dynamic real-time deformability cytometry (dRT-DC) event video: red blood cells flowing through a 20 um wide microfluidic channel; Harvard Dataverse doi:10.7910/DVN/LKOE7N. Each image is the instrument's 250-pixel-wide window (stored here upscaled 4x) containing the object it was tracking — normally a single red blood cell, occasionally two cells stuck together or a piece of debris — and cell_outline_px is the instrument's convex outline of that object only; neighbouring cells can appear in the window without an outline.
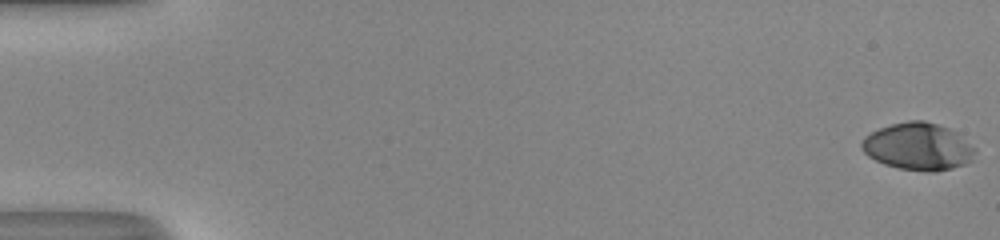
{"species": "human", "species_latin": "Homo sapiens", "temperature_condition": "room temperature", "stored_images_in_passage": 53, "camera_frame_rate_fps": 3000, "um_per_image_px": 0.085, "donor": {"sex": "male"}, "frame": {"image": 1, "passage_image": 1, "time_ms": 0.0, "image_size_px": [1000, 240], "cell_outline_px": [[976, 152], [964, 164], [952, 168], [936, 172], [928, 172], [900, 168], [884, 164], [868, 156], [860, 148], [860, 144], [864, 136], [880, 128], [892, 124], [908, 120], [924, 120], [948, 128], [956, 132], [976, 148]], "centroid_in_image_um": [78.01, 12.45], "position_along_channel_um": 7.0, "area_um2": 31.1}}
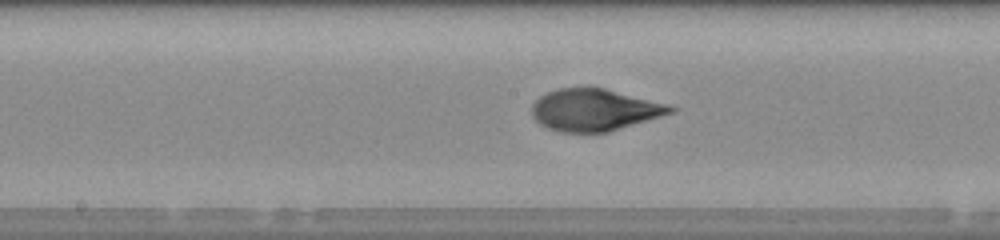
{"frame": {"image": 2, "passage_image": 29, "time_ms": 9.333, "image_size_px": [1000, 240], "cell_outline_px": [[676, 112], [608, 132], [560, 132], [548, 128], [540, 124], [532, 116], [532, 104], [540, 96], [548, 92], [560, 88], [604, 88], [668, 104], [676, 108]], "centroid_in_image_um": [50.54, 9.35], "position_along_channel_um": 197.7, "area_um2": 33.7}}
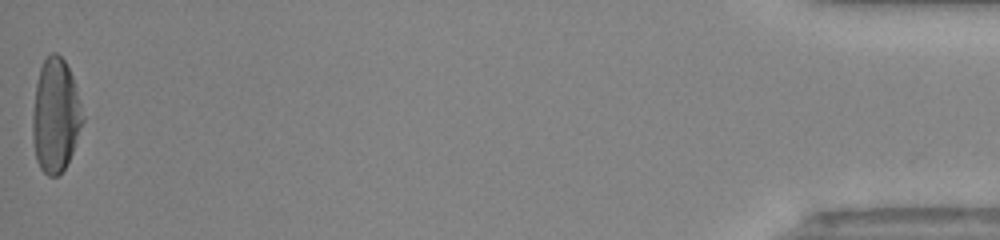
{"frame": {"image": 3, "passage_image": 53, "time_ms": 17.333, "image_size_px": [1000, 240], "cell_outline_px": [[84, 120], [72, 152], [64, 168], [56, 176], [48, 176], [40, 168], [36, 160], [32, 140], [32, 112], [36, 84], [40, 68], [44, 60], [52, 52], [56, 52], [64, 60], [72, 76], [84, 116]], "centroid_in_image_um": [4.7, 9.83], "position_along_channel_um": 430.5, "area_um2": 33.06}, "authors_computed_cell_mechanics": {"area_um2": 33.6974, "velocity_mm_per_s": 4.1093, "shape_relaxation_time_tau1_ms": 4.3781, "shape_relaxation_time_tau2_ms": 0.7917, "deformation_change_tau1": 0.2351, "deformation_change_tau2": 0.0458}}